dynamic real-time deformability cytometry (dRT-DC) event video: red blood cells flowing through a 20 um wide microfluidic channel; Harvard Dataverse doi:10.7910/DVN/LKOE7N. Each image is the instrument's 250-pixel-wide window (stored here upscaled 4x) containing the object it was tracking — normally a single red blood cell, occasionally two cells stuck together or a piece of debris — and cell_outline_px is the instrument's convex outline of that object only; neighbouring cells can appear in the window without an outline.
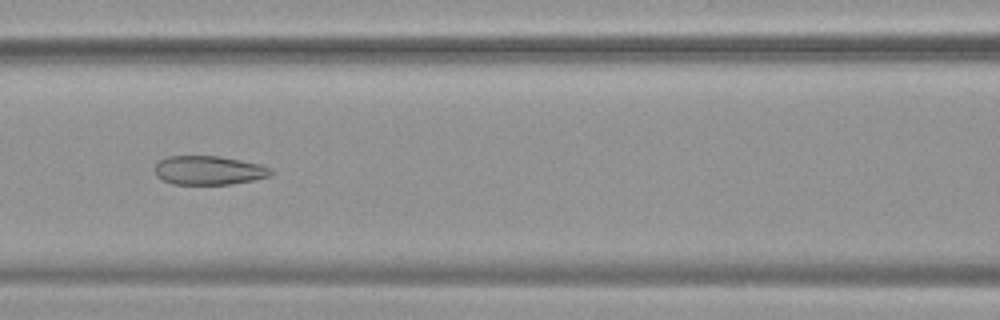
{"species": "common noctule bat (a hibernating species)", "species_latin": "Nyctalus noctula", "temperature_condition": "warm", "stored_images_in_passage": 8, "camera_frame_rate_fps": 3000, "um_per_image_px": 0.085, "animal": {"sex": "female", "body_mass_g": 19.9}, "frame": {"image": 1, "passage_image": 6, "time_ms": 1.667, "image_size_px": [1000, 320], "cell_outline_px": [[272, 176], [232, 184], [172, 184], [160, 180], [156, 176], [156, 164], [160, 160], [168, 156], [220, 156], [260, 164], [272, 168]], "centroid_in_image_um": [17.75, 14.48], "position_along_channel_um": 148.8, "area_um2": 19.65}}
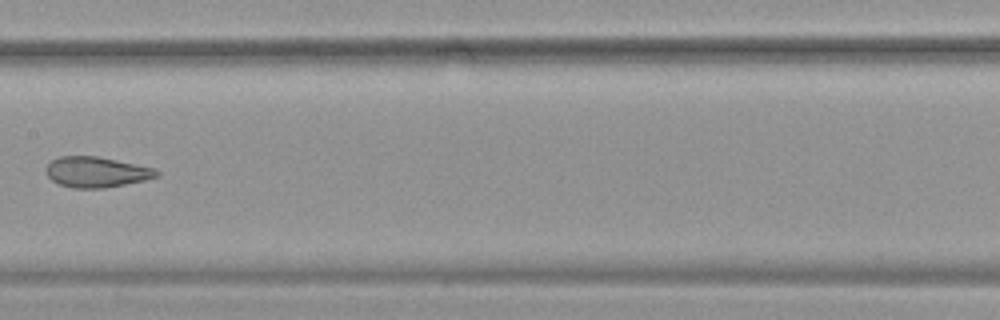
{"frame": {"image": 2, "passage_image": 7, "time_ms": 2.0, "image_size_px": [1000, 320], "cell_outline_px": [[160, 176], [144, 180], [104, 188], [72, 188], [60, 184], [52, 180], [48, 176], [44, 168], [52, 160], [60, 156], [96, 156], [156, 168], [160, 172]], "centroid_in_image_um": [8.2, 14.62], "position_along_channel_um": 199.2, "area_um2": 19.65}}
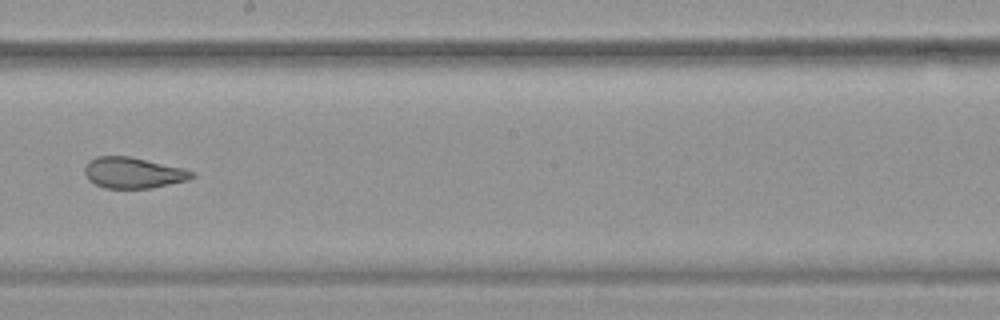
{"frame": {"image": 3, "passage_image": 8, "time_ms": 2.333, "image_size_px": [1000, 320], "cell_outline_px": [[196, 176], [188, 180], [152, 188], [104, 188], [88, 180], [84, 172], [84, 164], [88, 160], [96, 156], [132, 156], [184, 168], [196, 172]], "centroid_in_image_um": [11.33, 14.67], "position_along_channel_um": 236.9, "area_um2": 19.71}}